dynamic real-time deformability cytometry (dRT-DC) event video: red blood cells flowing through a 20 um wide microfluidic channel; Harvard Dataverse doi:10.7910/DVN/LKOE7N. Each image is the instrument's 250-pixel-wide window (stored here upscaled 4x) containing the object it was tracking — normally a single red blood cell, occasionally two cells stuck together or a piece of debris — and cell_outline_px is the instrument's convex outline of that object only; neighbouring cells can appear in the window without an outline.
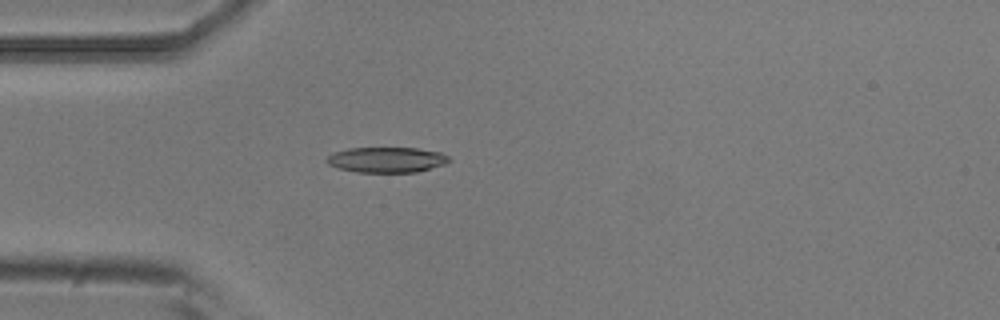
{"species": "common noctule bat (a hibernating species)", "species_latin": "Nyctalus noctula", "temperature_condition": "room temperature", "stored_images_in_passage": 4, "camera_frame_rate_fps": 3000, "um_per_image_px": 0.085, "animal": {"sex": "male", "body_mass_g": 20.5, "forearm_length_mm": 52.5}, "frame": {"image": 1, "passage_image": 4, "time_ms": 1.0, "image_size_px": [1000, 320], "cell_outline_px": [[452, 160], [444, 164], [416, 172], [356, 172], [336, 168], [328, 164], [324, 160], [332, 152], [348, 148], [416, 148], [440, 152], [448, 156]], "centroid_in_image_um": [32.82, 13.58], "position_along_channel_um": 52.2, "area_um2": 18.21}}